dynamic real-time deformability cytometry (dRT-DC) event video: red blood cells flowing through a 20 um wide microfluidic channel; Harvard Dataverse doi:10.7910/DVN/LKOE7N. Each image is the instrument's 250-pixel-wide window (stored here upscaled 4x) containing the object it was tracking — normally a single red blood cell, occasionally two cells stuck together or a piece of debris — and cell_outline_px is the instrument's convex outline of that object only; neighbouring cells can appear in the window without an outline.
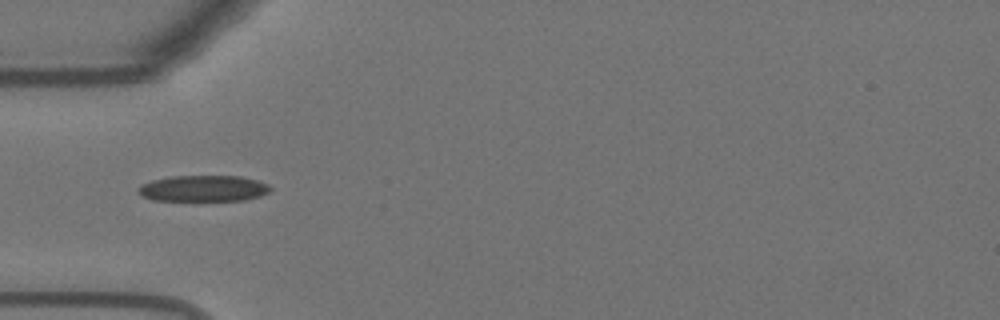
{"species": "Egyptian fruit bat (a non-hibernating species)", "species_latin": "Rousettus aegyptiacus", "temperature_condition": "warm", "stored_images_in_passage": 39, "camera_frame_rate_fps": 3000, "um_per_image_px": 0.085, "animal": {"sex": "female"}, "frame": {"image": 1, "passage_image": 1, "time_ms": 0.0, "image_size_px": [1000, 320], "cell_outline_px": [[272, 188], [268, 192], [260, 196], [244, 200], [152, 200], [136, 192], [136, 188], [140, 184], [152, 180], [172, 176], [240, 176], [256, 180], [268, 184]], "centroid_in_image_um": [17.25, 16.01], "position_along_channel_um": 67.7, "area_um2": 20.11}}
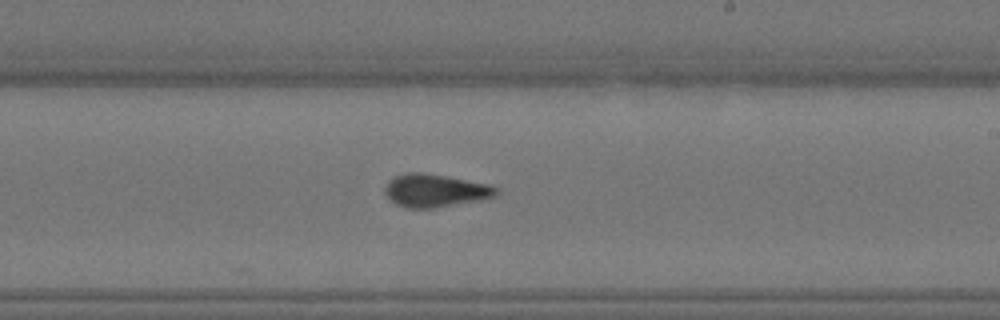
{"frame": {"image": 2, "passage_image": 16, "time_ms": 5.0, "image_size_px": [1000, 320], "cell_outline_px": [[496, 196], [476, 200], [432, 208], [404, 208], [396, 204], [384, 192], [384, 188], [388, 180], [396, 176], [408, 172], [424, 172], [488, 184], [496, 188]], "centroid_in_image_um": [36.92, 16.19], "position_along_channel_um": 252.1, "area_um2": 20.98}}
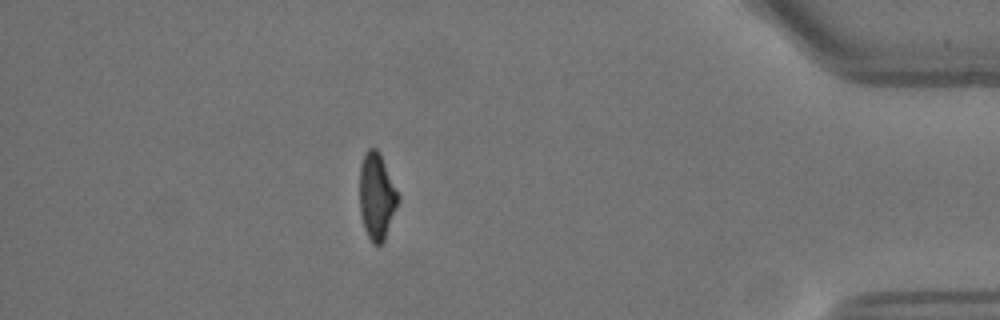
{"frame": {"image": 3, "passage_image": 32, "time_ms": 10.333, "image_size_px": [1000, 320], "cell_outline_px": [[400, 200], [384, 240], [380, 244], [372, 244], [364, 228], [360, 212], [360, 168], [364, 156], [368, 148], [376, 148], [380, 152], [400, 196]], "centroid_in_image_um": [32.04, 16.68], "position_along_channel_um": 403.2, "area_um2": 19.42}, "authors_computed_cell_mechanics": {"area_um2": 20.519, "velocity_mm_per_s": 3.6746, "shape_relaxation_time_tau1_ms": null, "shape_relaxation_time_tau2_ms": 1.7945, "deformation_change_tau1": null, "deformation_change_tau2": 0.0671}}